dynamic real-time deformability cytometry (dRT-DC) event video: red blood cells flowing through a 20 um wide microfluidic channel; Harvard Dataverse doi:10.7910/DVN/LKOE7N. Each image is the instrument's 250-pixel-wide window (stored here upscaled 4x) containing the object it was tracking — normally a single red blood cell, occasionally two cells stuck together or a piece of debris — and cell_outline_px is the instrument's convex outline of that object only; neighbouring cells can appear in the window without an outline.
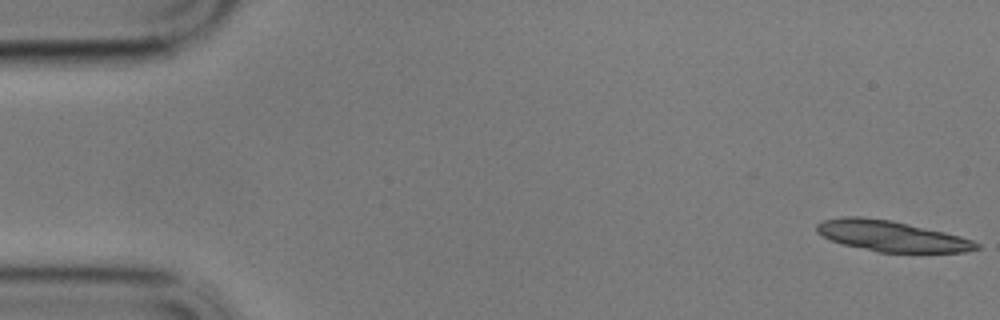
{"species": "common noctule bat (a hibernating species)", "species_latin": "Nyctalus noctula", "temperature_condition": "cold", "stored_images_in_passage": 16, "camera_frame_rate_fps": 3000, "um_per_image_px": 0.085, "animal": {"sex": "male", "body_mass_g": 17.9}, "frame": {"image": 1, "passage_image": 1, "time_ms": 0.0, "image_size_px": [1000, 320], "cell_outline_px": [[980, 248], [964, 252], [876, 252], [844, 244], [832, 240], [816, 232], [816, 224], [824, 220], [844, 216], [860, 216], [892, 220], [944, 232], [960, 236], [972, 240], [980, 244]], "centroid_in_image_um": [75.77, 20.06], "position_along_channel_um": 9.2, "area_um2": 28.44}}